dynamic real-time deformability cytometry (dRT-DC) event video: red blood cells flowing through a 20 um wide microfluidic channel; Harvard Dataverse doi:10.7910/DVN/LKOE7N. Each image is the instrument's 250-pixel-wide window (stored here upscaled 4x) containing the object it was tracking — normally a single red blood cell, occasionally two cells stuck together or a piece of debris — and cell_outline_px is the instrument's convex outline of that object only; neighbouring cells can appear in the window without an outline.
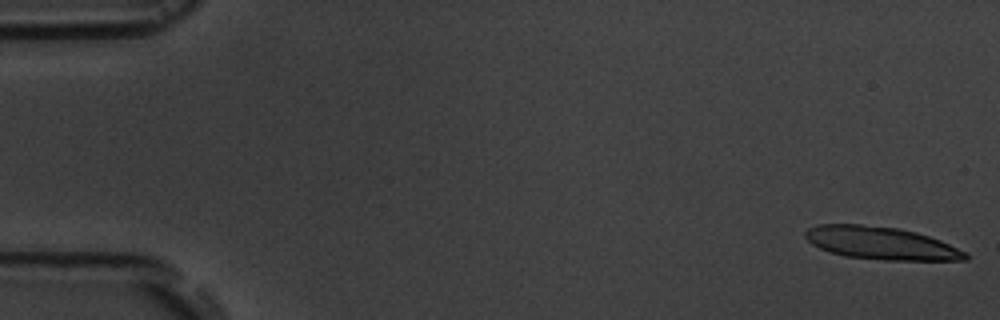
{"species": "common noctule bat (a hibernating species)", "species_latin": "Nyctalus noctula", "temperature_condition": "room temperature", "stored_images_in_passage": 56, "camera_frame_rate_fps": 3000, "um_per_image_px": 0.085, "animal": {"sex": "male", "body_mass_g": 19.5, "forearm_length_mm": 54.6}, "frame": {"image": 1, "passage_image": 1, "time_ms": 0.0, "image_size_px": [1000, 320], "cell_outline_px": [[968, 260], [884, 260], [844, 256], [820, 248], [812, 244], [804, 236], [804, 232], [808, 228], [816, 224], [860, 224], [900, 228], [916, 232], [940, 240], [968, 252]], "centroid_in_image_um": [74.89, 20.66], "position_along_channel_um": 10.1, "area_um2": 30.63}}
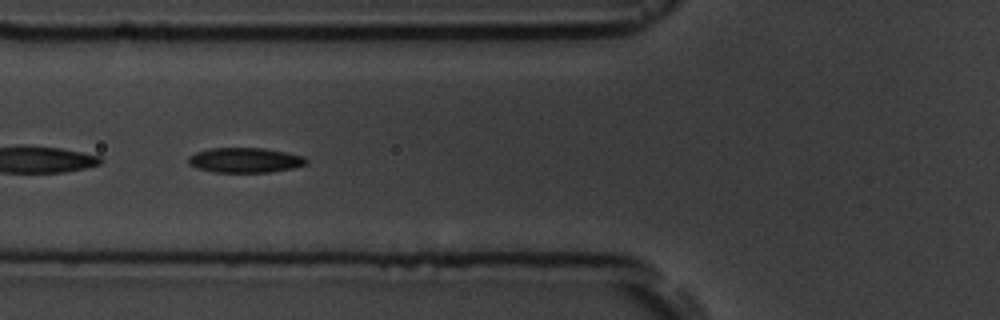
{"frame": {"image": 2, "passage_image": 21, "time_ms": 6.667, "image_size_px": [1000, 320], "cell_outline_px": [[308, 160], [304, 164], [292, 168], [272, 172], [212, 172], [196, 168], [188, 164], [188, 156], [196, 152], [208, 148], [264, 148], [304, 156]], "centroid_in_image_um": [20.77, 13.61], "position_along_channel_um": 105.0, "area_um2": 17.17}}
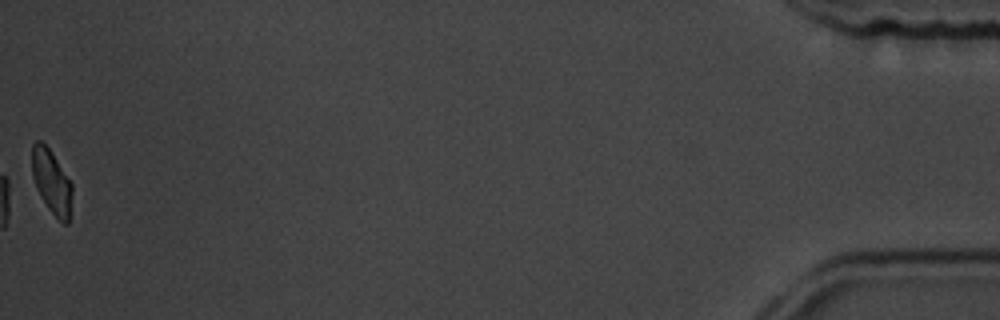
{"frame": {"image": 3, "passage_image": 56, "time_ms": 18.333, "image_size_px": [1000, 320], "cell_outline_px": [[72, 192], [68, 224], [64, 224], [48, 208], [40, 196], [36, 188], [32, 176], [32, 144], [36, 140], [40, 140], [48, 148], [72, 184]], "centroid_in_image_um": [4.36, 15.45], "position_along_channel_um": 430.8, "area_um2": 14.68}, "authors_computed_cell_mechanics": {"area_um2": 17.0221, "velocity_mm_per_s": 3.636, "shape_relaxation_time_tau1_ms": 4.3653, "shape_relaxation_time_tau2_ms": 3.1176, "deformation_change_tau1": 0.1139, "deformation_change_tau2": 0.0768}}